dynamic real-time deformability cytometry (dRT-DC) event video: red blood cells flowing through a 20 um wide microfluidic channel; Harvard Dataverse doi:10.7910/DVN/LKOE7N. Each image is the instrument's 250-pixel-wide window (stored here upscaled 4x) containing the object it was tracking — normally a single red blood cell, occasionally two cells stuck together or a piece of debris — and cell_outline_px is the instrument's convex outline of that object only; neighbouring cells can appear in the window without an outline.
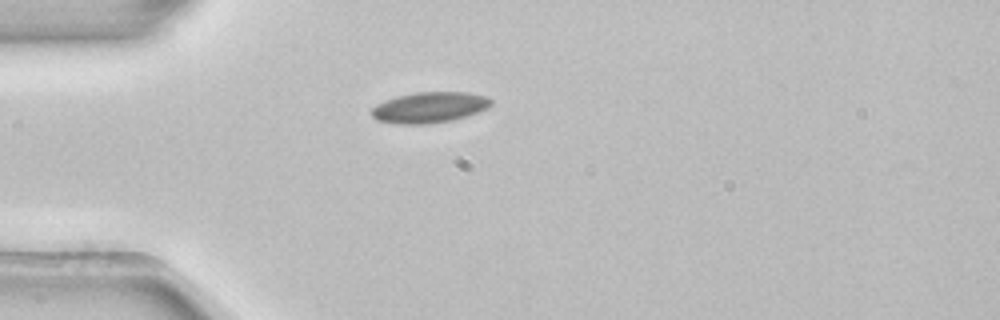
{"species": "common noctule bat (a hibernating species)", "species_latin": "Nyctalus noctula", "temperature_condition": "room temperature", "stored_images_in_passage": 1, "camera_frame_rate_fps": 3000, "um_per_image_px": 0.085, "animal": {"sex": "female", "body_mass_g": 22.7, "forearm_length_mm": 54.2}, "frame": {"image": 1, "passage_image": 1, "time_ms": 0.0, "image_size_px": [1000, 320], "cell_outline_px": [[492, 104], [488, 108], [452, 120], [424, 124], [396, 124], [376, 120], [368, 112], [376, 104], [384, 100], [396, 96], [416, 92], [468, 92], [488, 96], [492, 100]], "centroid_in_image_um": [36.46, 9.12], "position_along_channel_um": 48.5, "area_um2": 21.62}}